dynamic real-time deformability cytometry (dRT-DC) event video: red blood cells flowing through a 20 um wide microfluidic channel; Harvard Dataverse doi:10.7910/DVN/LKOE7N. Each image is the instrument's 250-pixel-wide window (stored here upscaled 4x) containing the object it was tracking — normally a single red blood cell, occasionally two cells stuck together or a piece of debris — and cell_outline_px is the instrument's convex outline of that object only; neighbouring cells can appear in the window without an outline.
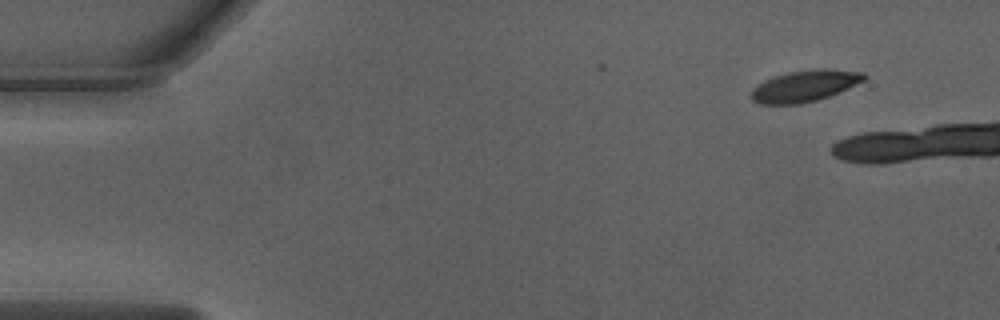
{"species": "Egyptian fruit bat (a non-hibernating species)", "species_latin": "Rousettus aegyptiacus", "temperature_condition": "warm", "stored_images_in_passage": 5, "camera_frame_rate_fps": 3000, "um_per_image_px": 0.085, "animal": {"sex": "male"}, "frame": {"image": 1, "passage_image": 1, "time_ms": 0.0, "image_size_px": [1000, 320], "cell_outline_px": [[868, 76], [864, 80], [840, 92], [816, 100], [800, 104], [760, 104], [752, 100], [752, 88], [764, 80], [788, 72], [820, 68], [832, 68], [864, 72]], "centroid_in_image_um": [68.44, 7.29], "position_along_channel_um": 16.6, "area_um2": 20.69}}